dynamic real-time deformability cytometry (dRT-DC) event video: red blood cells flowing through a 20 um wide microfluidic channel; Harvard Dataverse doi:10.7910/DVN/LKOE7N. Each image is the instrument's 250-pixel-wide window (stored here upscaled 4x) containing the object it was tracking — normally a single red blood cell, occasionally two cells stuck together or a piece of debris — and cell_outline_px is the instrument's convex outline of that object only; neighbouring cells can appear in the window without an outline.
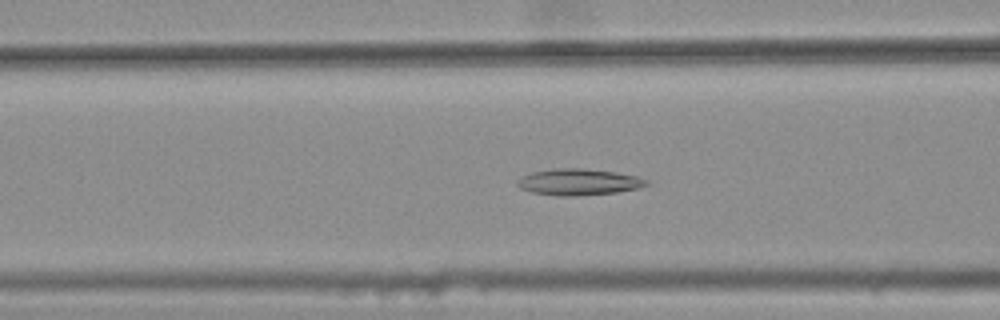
{"species": "common noctule bat (a hibernating species)", "species_latin": "Nyctalus noctula", "temperature_condition": "warm", "stored_images_in_passage": 42, "camera_frame_rate_fps": 3000, "um_per_image_px": 0.085, "animal": {"sex": "female", "body_mass_g": 25.1}, "frame": {"image": 1, "passage_image": 18, "time_ms": 5.667, "image_size_px": [1000, 320], "cell_outline_px": [[652, 184], [640, 188], [616, 192], [576, 196], [560, 196], [532, 192], [520, 188], [516, 184], [516, 180], [520, 176], [532, 172], [556, 168], [580, 168], [616, 172], [636, 176], [652, 180]], "centroid_in_image_um": [49.23, 15.47], "position_along_channel_um": 117.4, "area_um2": 20.11}}
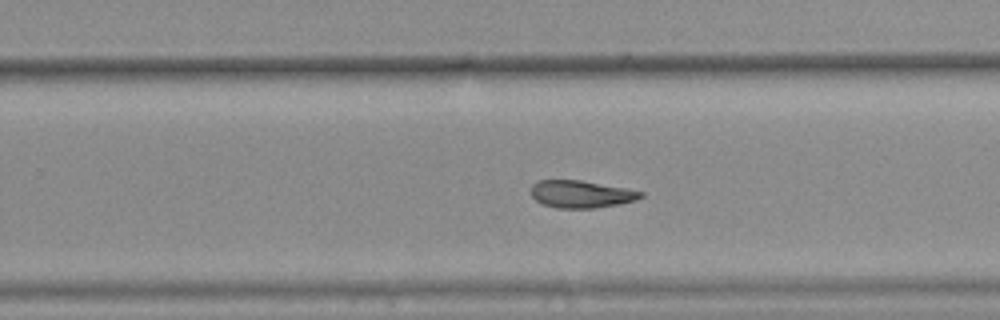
{"frame": {"image": 2, "passage_image": 31, "time_ms": 10.0, "image_size_px": [1000, 320], "cell_outline_px": [[644, 196], [636, 200], [620, 204], [596, 208], [556, 208], [544, 204], [536, 200], [532, 196], [532, 184], [536, 180], [580, 180], [624, 188], [644, 192]], "centroid_in_image_um": [49.4, 16.5], "position_along_channel_um": 280.4, "area_um2": 17.46}}
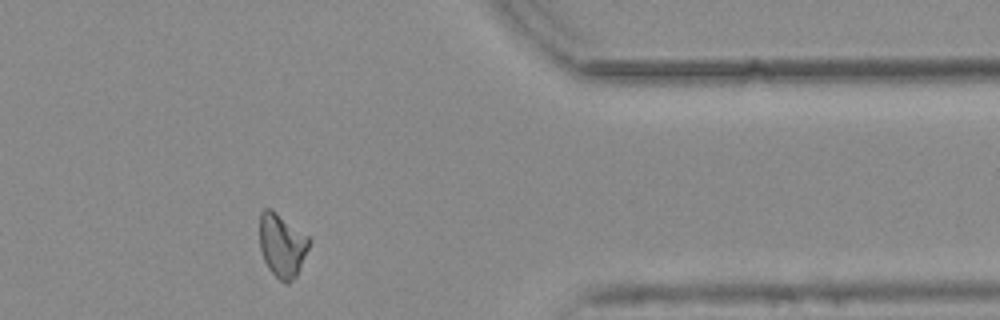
{"frame": {"image": 3, "passage_image": 41, "time_ms": 13.333, "image_size_px": [1000, 320], "cell_outline_px": [[312, 240], [296, 276], [288, 284], [280, 280], [268, 268], [264, 260], [260, 248], [260, 212], [264, 208], [272, 208], [308, 236]], "centroid_in_image_um": [23.97, 20.82], "position_along_channel_um": 387.4, "area_um2": 18.32}, "authors_computed_cell_mechanics": {"area_um2": 18.5249, "velocity_mm_per_s": 3.772, "shape_relaxation_time_tau1_ms": null, "shape_relaxation_time_tau2_ms": 8.4541, "deformation_change_tau1": null, "deformation_change_tau2": 0.1827}}